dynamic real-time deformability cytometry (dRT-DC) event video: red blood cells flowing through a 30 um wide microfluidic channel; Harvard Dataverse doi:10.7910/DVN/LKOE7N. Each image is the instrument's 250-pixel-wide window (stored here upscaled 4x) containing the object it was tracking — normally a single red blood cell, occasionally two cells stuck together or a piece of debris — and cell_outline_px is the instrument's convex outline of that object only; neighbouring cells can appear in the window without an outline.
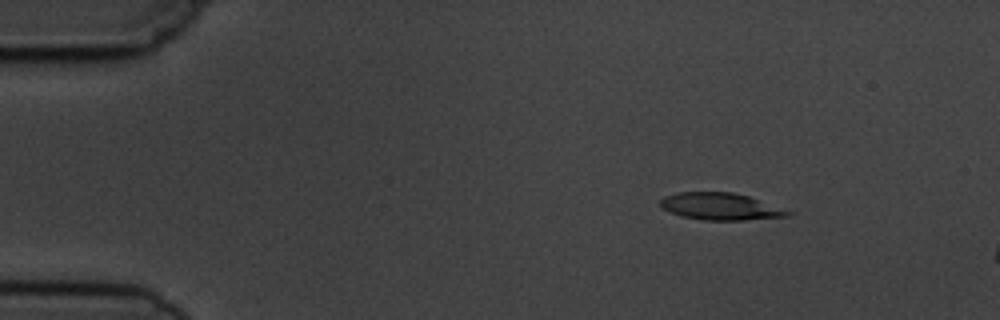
{"species": "common noctule bat (a hibernating species)", "species_latin": "Nyctalus noctula", "temperature_condition": "cold", "stored_images_in_passage": 3, "camera_frame_rate_fps": 3000, "um_per_image_px": 0.085, "animal": {"sex": "male", "body_mass_g": 19.5, "forearm_length_mm": 54.6}, "frame": {"image": 1, "passage_image": 1, "time_ms": 0.0, "image_size_px": [1000, 320], "cell_outline_px": [[792, 212], [788, 216], [744, 220], [704, 220], [680, 216], [660, 208], [660, 200], [664, 196], [676, 192], [732, 192], [748, 196]], "centroid_in_image_um": [61.16, 17.55], "position_along_channel_um": 23.8, "area_um2": 20.0}}